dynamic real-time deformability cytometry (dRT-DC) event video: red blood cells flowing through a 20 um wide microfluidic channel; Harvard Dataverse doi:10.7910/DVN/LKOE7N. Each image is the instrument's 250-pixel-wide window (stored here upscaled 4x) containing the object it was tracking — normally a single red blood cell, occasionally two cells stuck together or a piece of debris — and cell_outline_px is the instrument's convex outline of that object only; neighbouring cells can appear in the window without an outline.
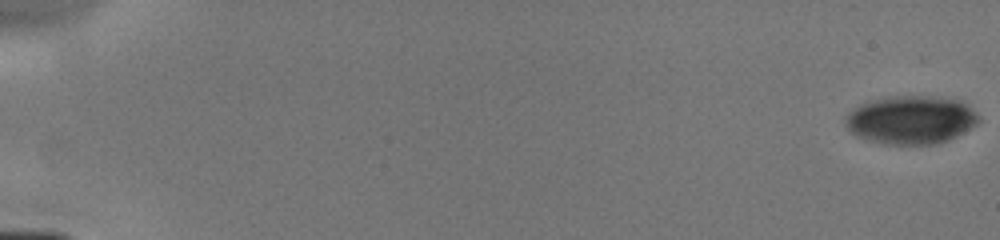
{"species": "human", "species_latin": "Homo sapiens", "temperature_condition": "cold", "stored_images_in_passage": 8, "camera_frame_rate_fps": 3000, "um_per_image_px": 0.085, "donor": {"sex": "male"}, "frame": {"image": 1, "passage_image": 1, "time_ms": 0.0, "image_size_px": [1000, 240], "cell_outline_px": [[980, 120], [976, 124], [956, 136], [948, 140], [936, 144], [884, 144], [868, 140], [856, 136], [844, 124], [844, 116], [852, 108], [860, 104], [892, 96], [932, 96], [960, 100], [968, 104], [980, 116]], "centroid_in_image_um": [77.43, 10.18], "position_along_channel_um": 7.6, "area_um2": 37.63}}
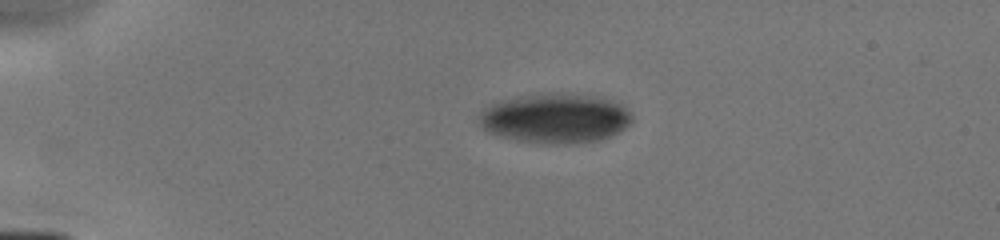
{"frame": {"image": 2, "passage_image": 5, "time_ms": 4.0, "image_size_px": [1000, 240], "cell_outline_px": [[632, 120], [620, 132], [600, 140], [572, 144], [548, 144], [516, 140], [500, 136], [488, 132], [476, 120], [476, 116], [484, 108], [500, 100], [528, 96], [588, 96], [608, 100], [624, 104], [628, 108], [632, 116]], "centroid_in_image_um": [47.18, 10.12], "position_along_channel_um": 37.8, "area_um2": 43.41}}